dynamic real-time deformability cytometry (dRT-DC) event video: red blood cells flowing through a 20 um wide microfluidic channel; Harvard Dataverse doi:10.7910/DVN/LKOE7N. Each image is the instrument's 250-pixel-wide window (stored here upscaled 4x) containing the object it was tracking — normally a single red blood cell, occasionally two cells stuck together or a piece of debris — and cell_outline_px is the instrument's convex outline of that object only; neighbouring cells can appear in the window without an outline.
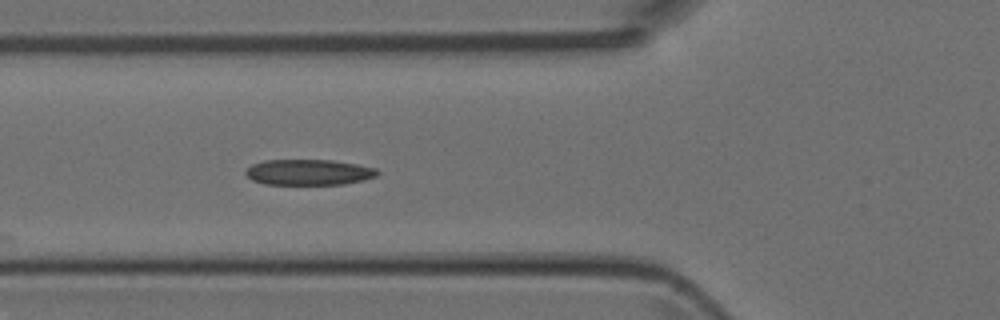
{"species": "Egyptian fruit bat (a non-hibernating species)", "species_latin": "Rousettus aegyptiacus", "temperature_condition": "room temperature", "stored_images_in_passage": 6, "camera_frame_rate_fps": 3000, "um_per_image_px": 0.085, "animal": {"sex": "female"}, "frame": {"image": 1, "passage_image": 6, "time_ms": 5.667, "image_size_px": [1000, 320], "cell_outline_px": [[380, 172], [376, 176], [364, 180], [344, 184], [264, 184], [252, 180], [244, 172], [252, 164], [264, 160], [332, 160], [356, 164], [376, 168]], "centroid_in_image_um": [26.25, 14.64], "position_along_channel_um": 99.6, "area_um2": 19.71}}